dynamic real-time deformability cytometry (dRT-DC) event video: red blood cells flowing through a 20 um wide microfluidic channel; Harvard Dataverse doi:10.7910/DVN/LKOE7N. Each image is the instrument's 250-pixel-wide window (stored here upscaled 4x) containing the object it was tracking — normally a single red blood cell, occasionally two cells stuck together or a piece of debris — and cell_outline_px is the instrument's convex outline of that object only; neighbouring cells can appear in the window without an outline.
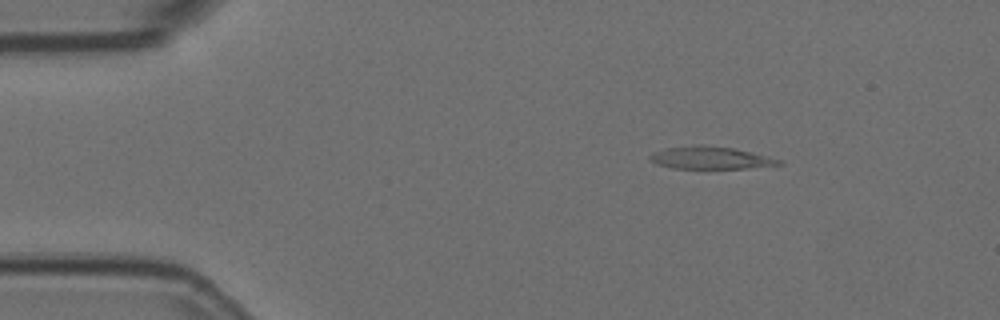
{"species": "Egyptian fruit bat (a non-hibernating species)", "species_latin": "Rousettus aegyptiacus", "temperature_condition": "room temperature", "stored_images_in_passage": 3, "camera_frame_rate_fps": 3000, "um_per_image_px": 0.085, "animal": {"sex": "female"}, "frame": {"image": 1, "passage_image": 1, "time_ms": 0.0, "image_size_px": [1000, 320], "cell_outline_px": [[784, 164], [748, 168], [672, 168], [656, 164], [648, 156], [652, 152], [664, 148], [700, 144], [736, 148], [784, 160]], "centroid_in_image_um": [60.41, 13.4], "position_along_channel_um": 24.6, "area_um2": 17.05}}